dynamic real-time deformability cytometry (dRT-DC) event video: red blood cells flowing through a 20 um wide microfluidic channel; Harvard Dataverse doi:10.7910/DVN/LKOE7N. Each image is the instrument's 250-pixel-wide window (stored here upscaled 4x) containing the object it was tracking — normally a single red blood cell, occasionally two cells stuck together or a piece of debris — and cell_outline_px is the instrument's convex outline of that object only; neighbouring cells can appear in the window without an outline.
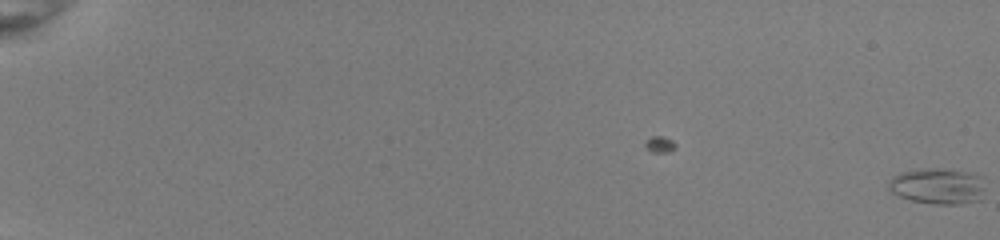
{"species": "common noctule bat (a hibernating species)", "species_latin": "Nyctalus noctula", "temperature_condition": "room temperature", "stored_images_in_passage": 5, "camera_frame_rate_fps": 3000, "um_per_image_px": 0.085, "animal": {"sex": "female", "body_mass_g": 22.0, "forearm_length_mm": 56.7}, "frame": {"image": 1, "passage_image": 5, "time_ms": 1.333, "image_size_px": [1000, 240], "cell_outline_px": [[984, 188], [980, 200], [960, 204], [936, 204], [908, 200], [892, 192], [888, 188], [888, 180], [892, 176], [900, 172], [928, 168], [936, 168], [964, 172], [980, 176]], "centroid_in_image_um": [79.66, 15.83], "position_along_channel_um": 5.3, "area_um2": 20.11}}